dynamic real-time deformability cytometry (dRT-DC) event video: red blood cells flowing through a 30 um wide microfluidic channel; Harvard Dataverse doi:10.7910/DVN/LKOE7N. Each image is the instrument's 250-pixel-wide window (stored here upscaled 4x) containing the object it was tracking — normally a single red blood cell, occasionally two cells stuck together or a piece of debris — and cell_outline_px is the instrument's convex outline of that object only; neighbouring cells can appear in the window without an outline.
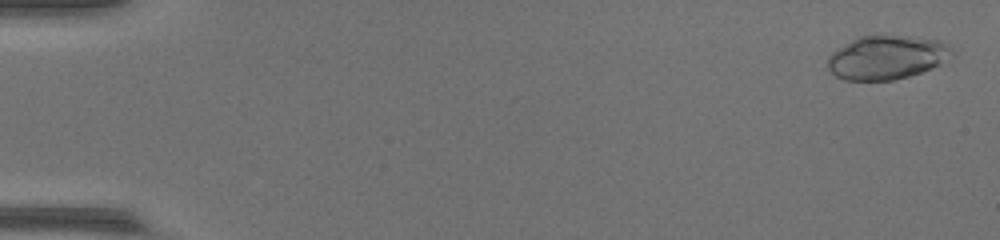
{"species": "common noctule bat (a hibernating species)", "species_latin": "Nyctalus noctula", "temperature_condition": "warm", "stored_images_in_passage": 15, "camera_frame_rate_fps": 3000, "um_per_image_px": 0.085, "animal": {"sex": "female", "body_mass_g": 17.0, "forearm_length_mm": 48.0}, "frame": {"image": 1, "passage_image": 2, "time_ms": 0.333, "image_size_px": [1000, 240], "cell_outline_px": [[956, 52], [940, 64], [932, 68], [908, 76], [892, 80], [844, 80], [836, 76], [828, 68], [828, 56], [836, 48], [860, 36], [872, 32], [880, 32], [940, 40], [948, 44]], "centroid_in_image_um": [75.38, 4.82], "position_along_channel_um": 9.6, "area_um2": 32.54}}
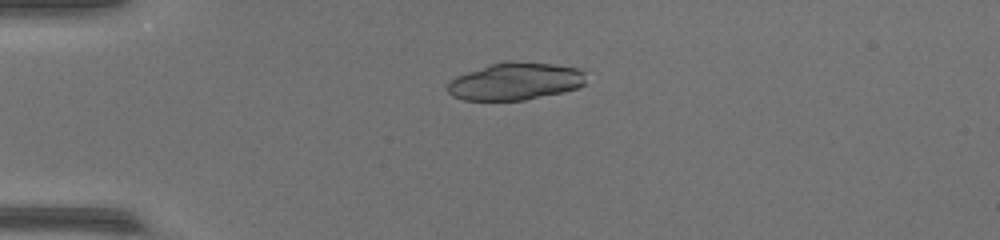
{"frame": {"image": 2, "passage_image": 13, "time_ms": 4.0, "image_size_px": [1000, 240], "cell_outline_px": [[584, 84], [580, 88], [564, 92], [524, 100], [464, 100], [452, 96], [448, 92], [448, 84], [456, 76], [488, 64], [508, 60], [552, 64], [576, 68], [584, 72]], "centroid_in_image_um": [43.8, 6.91], "position_along_channel_um": 41.2, "area_um2": 30.23}}